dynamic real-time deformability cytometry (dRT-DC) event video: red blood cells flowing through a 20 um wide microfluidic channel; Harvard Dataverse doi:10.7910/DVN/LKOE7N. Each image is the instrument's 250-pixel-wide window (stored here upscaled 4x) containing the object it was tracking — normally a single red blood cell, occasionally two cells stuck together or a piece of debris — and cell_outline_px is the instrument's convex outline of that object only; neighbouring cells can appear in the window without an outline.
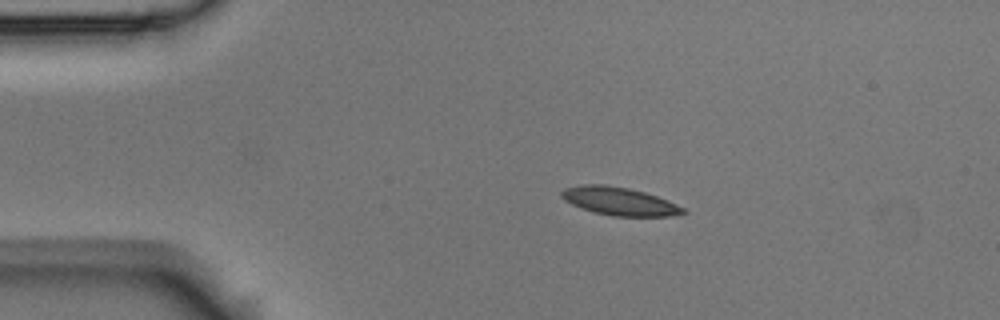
{"species": "Egyptian fruit bat (a non-hibernating species)", "species_latin": "Rousettus aegyptiacus", "temperature_condition": "room temperature", "stored_images_in_passage": 6, "camera_frame_rate_fps": 3000, "um_per_image_px": 0.085, "animal": {"sex": "male"}, "frame": {"image": 1, "passage_image": 4, "time_ms": 1.0, "image_size_px": [1000, 320], "cell_outline_px": [[688, 212], [672, 216], [612, 216], [580, 208], [564, 200], [560, 196], [560, 192], [564, 188], [584, 184], [604, 184], [628, 188], [644, 192], [668, 200], [684, 208]], "centroid_in_image_um": [52.63, 17.1], "position_along_channel_um": 32.4, "area_um2": 19.88}}
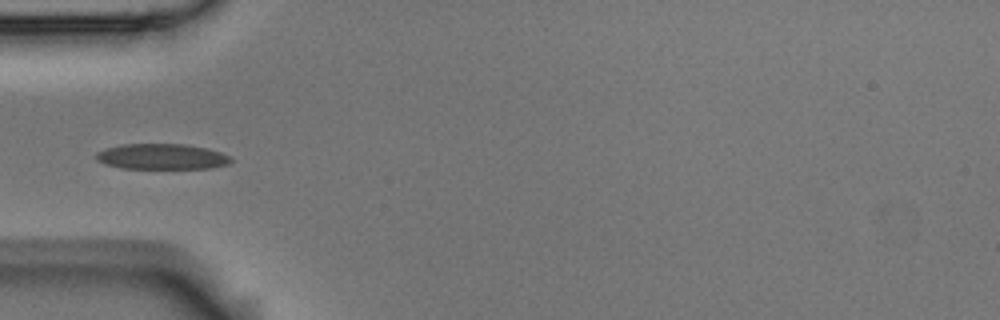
{"frame": {"image": 2, "passage_image": 6, "time_ms": 1.667, "image_size_px": [1000, 320], "cell_outline_px": [[232, 160], [228, 164], [212, 168], [120, 168], [104, 164], [96, 160], [92, 156], [96, 152], [104, 148], [120, 144], [184, 144], [208, 148], [232, 156]], "centroid_in_image_um": [13.71, 13.3], "position_along_channel_um": 71.3, "area_um2": 20.4}}